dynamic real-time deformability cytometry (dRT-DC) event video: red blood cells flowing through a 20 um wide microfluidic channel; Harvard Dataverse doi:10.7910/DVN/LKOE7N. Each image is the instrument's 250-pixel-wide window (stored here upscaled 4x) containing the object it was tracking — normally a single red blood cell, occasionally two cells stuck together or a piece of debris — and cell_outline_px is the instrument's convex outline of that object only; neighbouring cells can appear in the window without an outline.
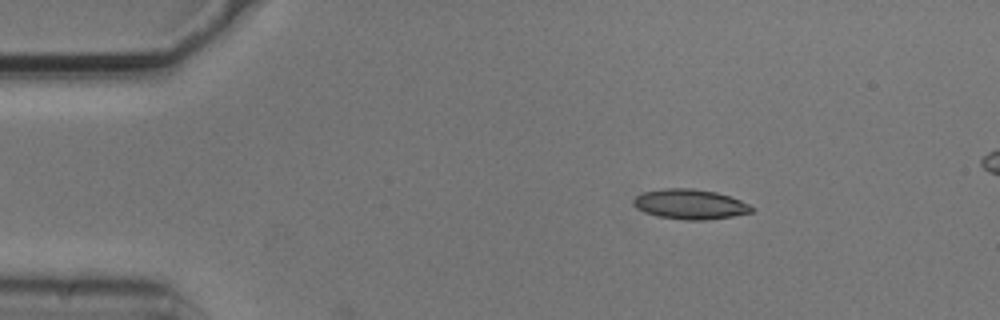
{"species": "common noctule bat (a hibernating species)", "species_latin": "Nyctalus noctula", "temperature_condition": "cold", "stored_images_in_passage": 40, "camera_frame_rate_fps": 3000, "um_per_image_px": 0.085, "animal": {"sex": "male", "body_mass_g": 20.5, "forearm_length_mm": 52.5}, "frame": {"image": 1, "passage_image": 8, "time_ms": 2.333, "image_size_px": [1000, 320], "cell_outline_px": [[756, 208], [752, 212], [732, 216], [704, 220], [684, 220], [660, 216], [644, 212], [636, 208], [632, 204], [632, 200], [636, 196], [644, 192], [664, 188], [692, 188], [716, 192], [740, 200]], "centroid_in_image_um": [58.64, 17.35], "position_along_channel_um": 26.4, "area_um2": 20.58}}
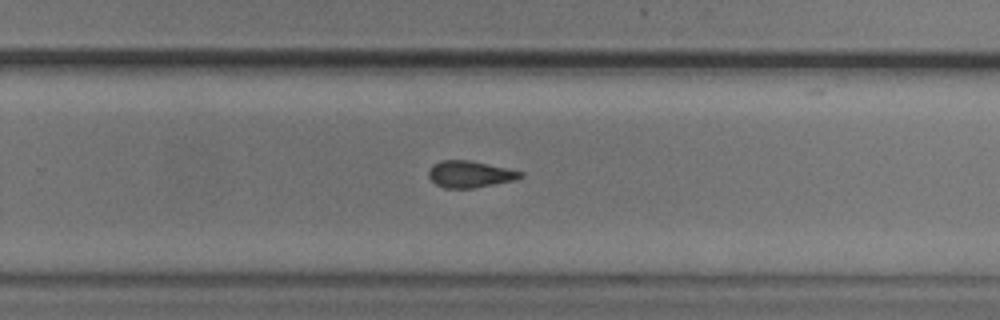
{"frame": {"image": 2, "passage_image": 24, "time_ms": 7.667, "image_size_px": [1000, 320], "cell_outline_px": [[524, 176], [516, 180], [472, 188], [444, 188], [436, 184], [428, 176], [428, 172], [432, 164], [440, 160], [468, 160], [508, 168], [524, 172]], "centroid_in_image_um": [39.95, 14.8], "position_along_channel_um": 289.8, "area_um2": 14.33}}
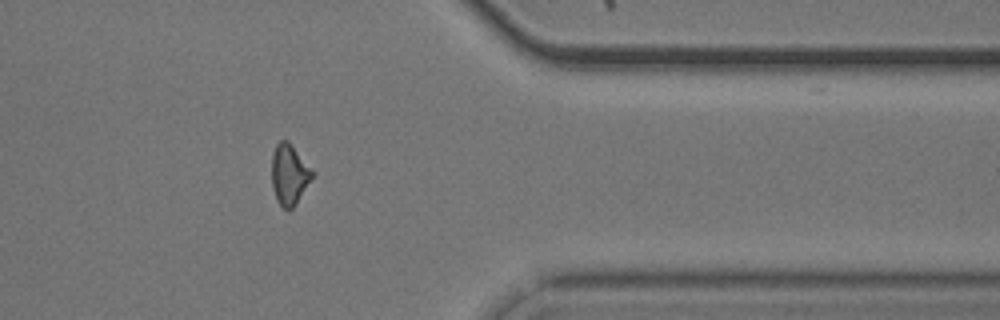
{"frame": {"image": 3, "passage_image": 33, "time_ms": 10.667, "image_size_px": [1000, 320], "cell_outline_px": [[316, 172], [292, 208], [288, 212], [276, 200], [272, 188], [272, 156], [276, 144], [280, 140], [288, 140]], "centroid_in_image_um": [24.6, 14.81], "position_along_channel_um": 386.8, "area_um2": 14.39}}